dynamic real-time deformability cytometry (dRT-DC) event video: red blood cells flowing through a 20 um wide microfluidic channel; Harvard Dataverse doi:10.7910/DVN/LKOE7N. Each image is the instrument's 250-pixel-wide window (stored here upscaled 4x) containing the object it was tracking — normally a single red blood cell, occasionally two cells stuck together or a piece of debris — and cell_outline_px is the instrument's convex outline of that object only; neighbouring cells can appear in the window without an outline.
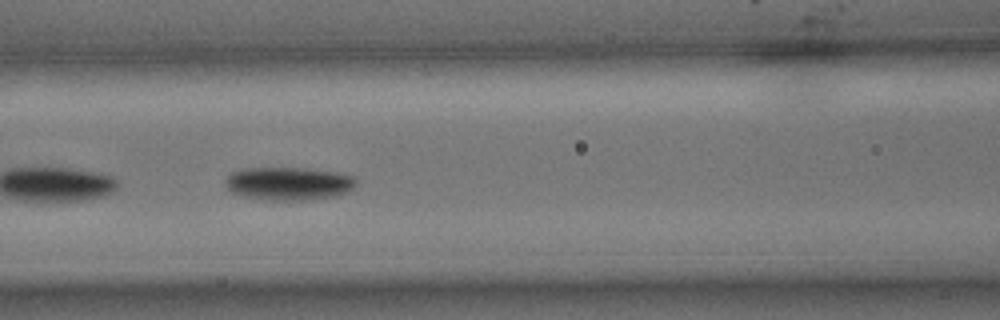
{"species": "common noctule bat (a hibernating species)", "species_latin": "Nyctalus noctula", "temperature_condition": "cold", "stored_images_in_passage": 57, "camera_frame_rate_fps": 3000, "um_per_image_px": 0.085, "animal": {"sex": "male", "body_mass_g": 15.6}, "frame": {"image": 1, "passage_image": 25, "time_ms": 8.0, "image_size_px": [1000, 320], "cell_outline_px": [[356, 184], [348, 192], [336, 196], [308, 200], [264, 200], [240, 196], [232, 192], [224, 184], [224, 180], [232, 172], [244, 168], [308, 168], [340, 172], [356, 176]], "centroid_in_image_um": [24.55, 15.6], "position_along_channel_um": 142.0, "area_um2": 25.72}}
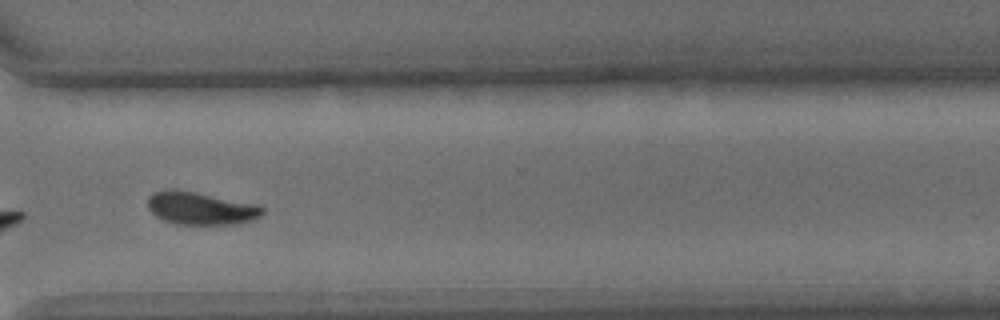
{"frame": {"image": 2, "passage_image": 43, "time_ms": 14.0, "image_size_px": [1000, 320], "cell_outline_px": [[264, 212], [256, 220], [240, 224], [176, 224], [164, 220], [156, 216], [148, 208], [148, 196], [156, 192], [168, 188], [176, 188], [260, 204], [264, 208]], "centroid_in_image_um": [17.12, 17.69], "position_along_channel_um": 353.5, "area_um2": 22.37}}
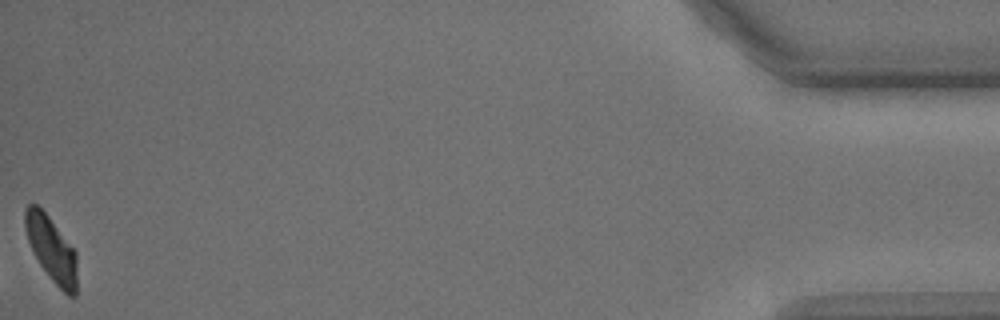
{"frame": {"image": 3, "passage_image": 57, "time_ms": 18.667, "image_size_px": [1000, 320], "cell_outline_px": [[76, 296], [68, 296], [52, 280], [40, 264], [28, 240], [24, 228], [24, 208], [28, 204], [36, 204], [48, 216], [76, 252]], "centroid_in_image_um": [4.36, 21.15], "position_along_channel_um": 430.8, "area_um2": 19.31}, "authors_computed_cell_mechanics": {"area_um2": 25.0274, "velocity_mm_per_s": 3.5333, "shape_relaxation_time_tau1_ms": 2.8107, "shape_relaxation_time_tau2_ms": null, "deformation_change_tau1": 0.1103, "deformation_change_tau2": null}}